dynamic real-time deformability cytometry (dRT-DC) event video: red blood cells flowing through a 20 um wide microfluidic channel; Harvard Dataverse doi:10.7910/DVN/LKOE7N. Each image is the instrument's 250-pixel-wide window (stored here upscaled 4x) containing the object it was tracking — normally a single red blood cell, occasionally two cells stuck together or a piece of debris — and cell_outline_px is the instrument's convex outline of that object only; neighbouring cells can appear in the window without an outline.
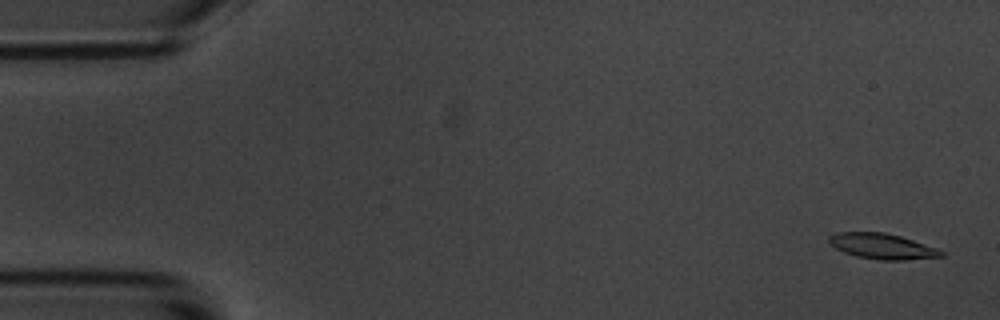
{"species": "common noctule bat (a hibernating species)", "species_latin": "Nyctalus noctula", "temperature_condition": "room temperature", "stored_images_in_passage": 5, "camera_frame_rate_fps": 3000, "um_per_image_px": 0.085, "animal": {"sex": "male", "body_mass_g": 20.1, "forearm_length_mm": 53.5}, "frame": {"image": 1, "passage_image": 1, "time_ms": 0.0, "image_size_px": [1000, 320], "cell_outline_px": [[944, 256], [904, 260], [880, 260], [856, 256], [844, 252], [836, 248], [828, 240], [828, 236], [836, 232], [884, 232], [900, 236], [936, 248], [944, 252]], "centroid_in_image_um": [74.97, 20.93], "position_along_channel_um": 10.0, "area_um2": 16.53}}
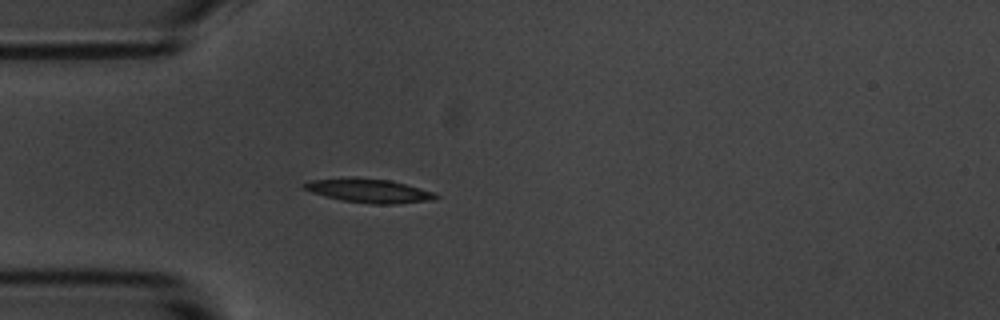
{"frame": {"image": 2, "passage_image": 5, "time_ms": 4.667, "image_size_px": [1000, 320], "cell_outline_px": [[440, 196], [436, 200], [396, 204], [372, 204], [344, 200], [324, 196], [312, 192], [304, 188], [300, 184], [308, 180], [352, 176], [356, 176], [388, 180], [436, 192]], "centroid_in_image_um": [31.36, 16.19], "position_along_channel_um": 53.6, "area_um2": 18.67}}